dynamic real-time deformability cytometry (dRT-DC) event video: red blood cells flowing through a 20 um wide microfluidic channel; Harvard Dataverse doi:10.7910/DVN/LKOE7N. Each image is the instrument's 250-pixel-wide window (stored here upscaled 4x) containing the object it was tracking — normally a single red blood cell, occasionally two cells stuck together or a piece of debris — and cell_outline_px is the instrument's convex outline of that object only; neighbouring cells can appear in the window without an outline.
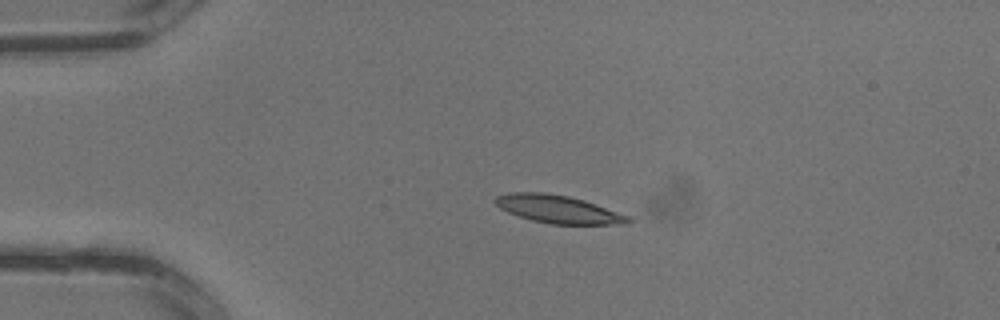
{"species": "common noctule bat (a hibernating species)", "species_latin": "Nyctalus noctula", "temperature_condition": "warm", "stored_images_in_passage": 3, "camera_frame_rate_fps": 3000, "um_per_image_px": 0.085, "animal": {"sex": "male", "body_mass_g": 13.3}, "frame": {"image": 1, "passage_image": 3, "time_ms": 0.667, "image_size_px": [1000, 320], "cell_outline_px": [[632, 220], [628, 224], [552, 224], [532, 220], [508, 212], [500, 208], [492, 200], [496, 196], [508, 192], [544, 192], [568, 196], [584, 200], [628, 216]], "centroid_in_image_um": [47.4, 17.77], "position_along_channel_um": 37.6, "area_um2": 21.44}}